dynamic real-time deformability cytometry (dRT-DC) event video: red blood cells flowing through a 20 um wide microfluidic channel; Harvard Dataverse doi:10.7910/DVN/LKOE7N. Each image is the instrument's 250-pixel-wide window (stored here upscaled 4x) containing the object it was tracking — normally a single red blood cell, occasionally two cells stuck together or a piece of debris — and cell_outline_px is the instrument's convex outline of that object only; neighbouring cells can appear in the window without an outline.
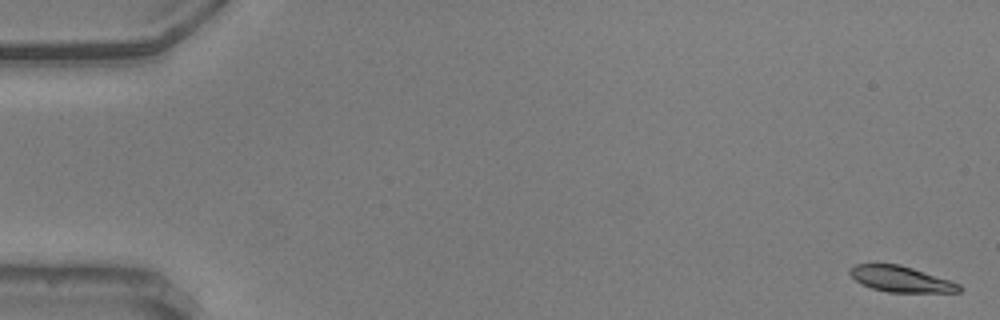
{"species": "common noctule bat (a hibernating species)", "species_latin": "Nyctalus noctula", "temperature_condition": "warm", "stored_images_in_passage": 58, "camera_frame_rate_fps": 3000, "um_per_image_px": 0.085, "animal": {"sex": "male", "body_mass_g": 20.5, "forearm_length_mm": 52.5}, "frame": {"image": 1, "passage_image": 2, "time_ms": 0.333, "image_size_px": [1000, 320], "cell_outline_px": [[964, 288], [960, 292], [888, 292], [872, 288], [856, 280], [848, 272], [848, 268], [856, 264], [900, 264], [960, 284]], "centroid_in_image_um": [76.58, 23.72], "position_along_channel_um": 8.4, "area_um2": 16.24}}
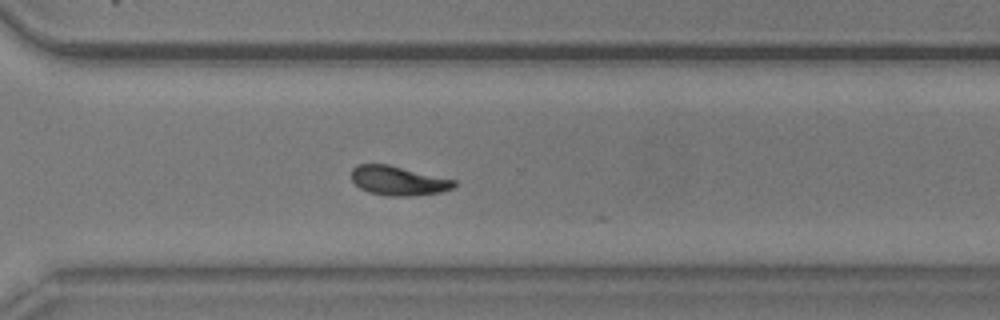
{"frame": {"image": 2, "passage_image": 42, "time_ms": 13.667, "image_size_px": [1000, 320], "cell_outline_px": [[456, 184], [452, 188], [440, 192], [412, 196], [388, 196], [368, 192], [360, 188], [352, 180], [352, 168], [356, 164], [388, 164], [456, 180]], "centroid_in_image_um": [33.84, 15.36], "position_along_channel_um": 336.8, "area_um2": 17.51}}
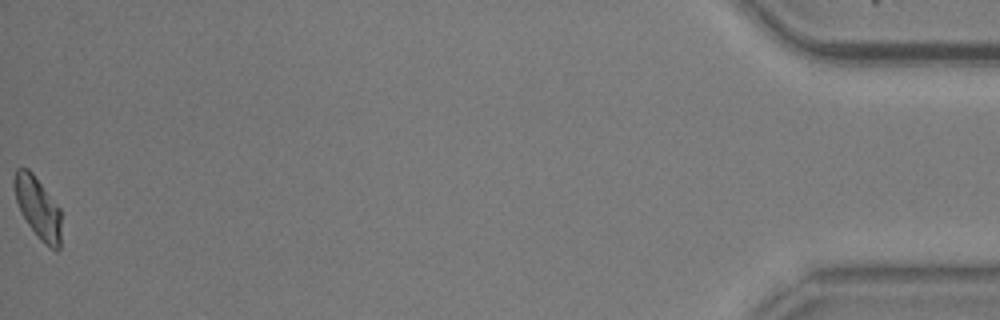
{"frame": {"image": 3, "passage_image": 58, "time_ms": 19.0, "image_size_px": [1000, 320], "cell_outline_px": [[60, 248], [56, 252], [44, 244], [40, 240], [28, 224], [16, 200], [12, 184], [12, 180], [16, 168], [28, 168], [32, 172], [60, 208]], "centroid_in_image_um": [3.21, 17.65], "position_along_channel_um": 432.0, "area_um2": 16.82}, "authors_computed_cell_mechanics": {"area_um2": 17.5423, "velocity_mm_per_s": 3.5897, "shape_relaxation_time_tau1_ms": 3.3123, "shape_relaxation_time_tau2_ms": 4.6109, "deformation_change_tau1": 0.1262, "deformation_change_tau2": 0.0786}}